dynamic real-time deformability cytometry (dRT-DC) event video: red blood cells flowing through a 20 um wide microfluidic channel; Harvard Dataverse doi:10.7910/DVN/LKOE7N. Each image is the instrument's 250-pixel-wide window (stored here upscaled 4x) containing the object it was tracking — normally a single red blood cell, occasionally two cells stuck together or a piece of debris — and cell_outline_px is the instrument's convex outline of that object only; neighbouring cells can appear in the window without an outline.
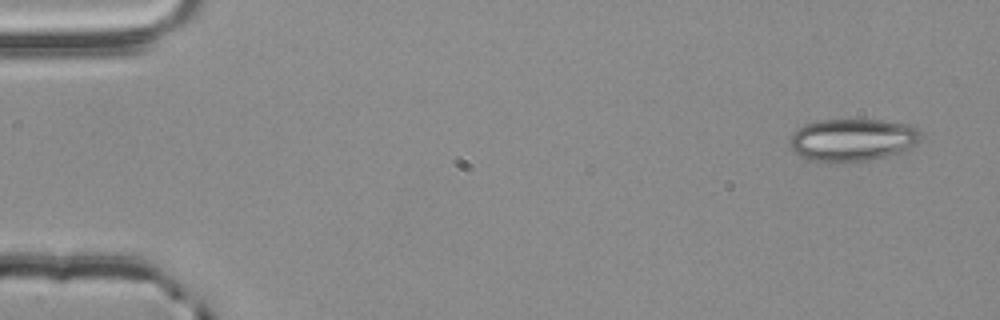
{"species": "common noctule bat (a hibernating species)", "species_latin": "Nyctalus noctula", "temperature_condition": "room temperature", "stored_images_in_passage": 53, "camera_frame_rate_fps": 3000, "um_per_image_px": 0.085, "animal": {"sex": "male", "body_mass_g": 20.4}, "frame": {"image": 1, "passage_image": 1, "time_ms": 0.0, "image_size_px": [1000, 320], "cell_outline_px": [[924, 136], [916, 144], [904, 152], [872, 160], [836, 164], [820, 164], [800, 156], [788, 144], [788, 140], [792, 132], [796, 128], [804, 124], [820, 120], [884, 120], [912, 124], [924, 132]], "centroid_in_image_um": [72.48, 11.91], "position_along_channel_um": 12.5, "area_um2": 33.87}}
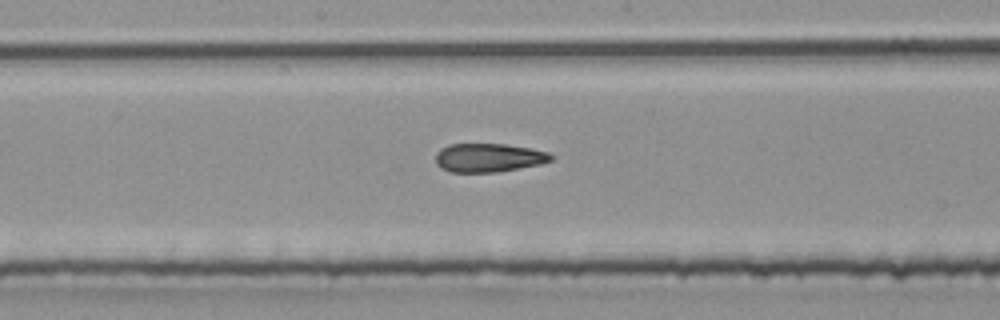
{"frame": {"image": 2, "passage_image": 27, "time_ms": 8.667, "image_size_px": [1000, 320], "cell_outline_px": [[556, 156], [552, 160], [540, 164], [496, 172], [452, 172], [440, 168], [436, 164], [436, 152], [440, 148], [448, 144], [504, 144], [532, 148], [548, 152]], "centroid_in_image_um": [41.53, 13.4], "position_along_channel_um": 206.7, "area_um2": 19.42}}
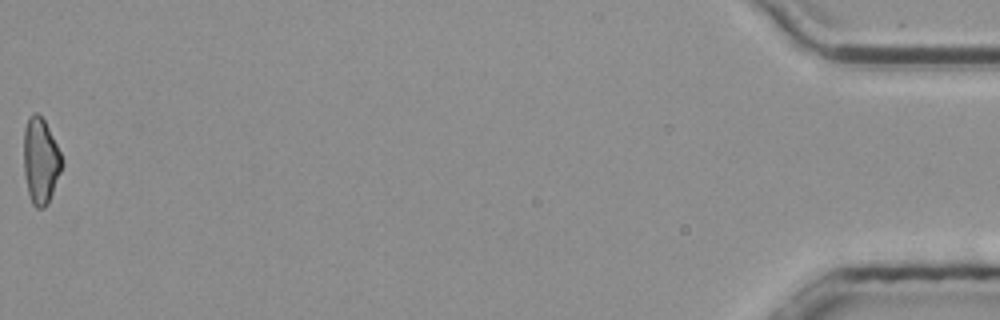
{"frame": {"image": 3, "passage_image": 53, "time_ms": 17.333, "image_size_px": [1000, 320], "cell_outline_px": [[64, 164], [48, 204], [44, 208], [36, 208], [32, 204], [28, 192], [24, 176], [24, 128], [28, 116], [36, 112], [44, 120], [64, 160]], "centroid_in_image_um": [3.45, 13.7], "position_along_channel_um": 431.7, "area_um2": 19.19}, "authors_computed_cell_mechanics": {"area_um2": 20.0566, "velocity_mm_per_s": 3.8244, "shape_relaxation_time_tau1_ms": null, "shape_relaxation_time_tau2_ms": 3.5497, "deformation_change_tau1": null, "deformation_change_tau2": 0.1313}}